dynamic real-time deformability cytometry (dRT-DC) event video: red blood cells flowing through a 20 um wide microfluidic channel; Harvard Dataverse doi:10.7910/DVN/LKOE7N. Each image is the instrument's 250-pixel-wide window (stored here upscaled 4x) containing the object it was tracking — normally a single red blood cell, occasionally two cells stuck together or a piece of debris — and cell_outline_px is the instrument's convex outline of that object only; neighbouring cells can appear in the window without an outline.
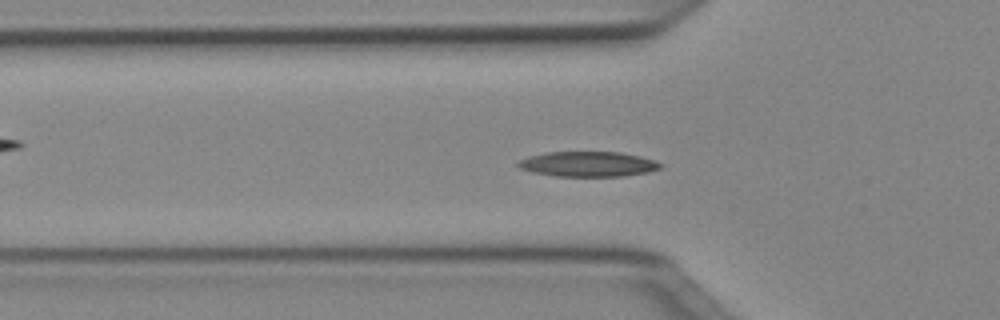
{"species": "Egyptian fruit bat (a non-hibernating species)", "species_latin": "Rousettus aegyptiacus", "temperature_condition": "cold", "stored_images_in_passage": 43, "camera_frame_rate_fps": 3000, "um_per_image_px": 0.085, "animal": {"sex": "female"}, "frame": {"image": 1, "passage_image": 16, "time_ms": 5.0, "image_size_px": [1000, 320], "cell_outline_px": [[664, 164], [660, 168], [648, 172], [624, 176], [556, 176], [532, 172], [520, 168], [516, 164], [520, 160], [544, 152], [620, 152], [640, 156], [656, 160]], "centroid_in_image_um": [50.03, 13.94], "position_along_channel_um": 75.8, "area_um2": 20.81}}
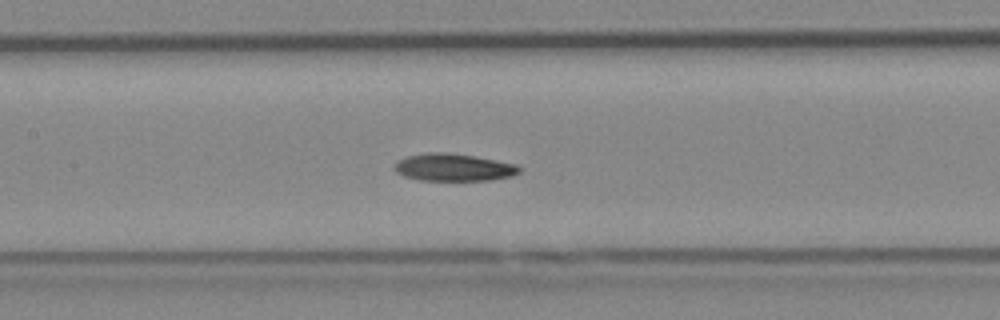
{"frame": {"image": 2, "passage_image": 23, "time_ms": 7.333, "image_size_px": [1000, 320], "cell_outline_px": [[520, 172], [512, 176], [492, 180], [420, 180], [404, 176], [396, 172], [392, 168], [396, 160], [408, 156], [428, 152], [444, 152], [472, 156], [496, 160], [516, 164], [520, 168]], "centroid_in_image_um": [38.52, 14.23], "position_along_channel_um": 168.9, "area_um2": 19.94}}
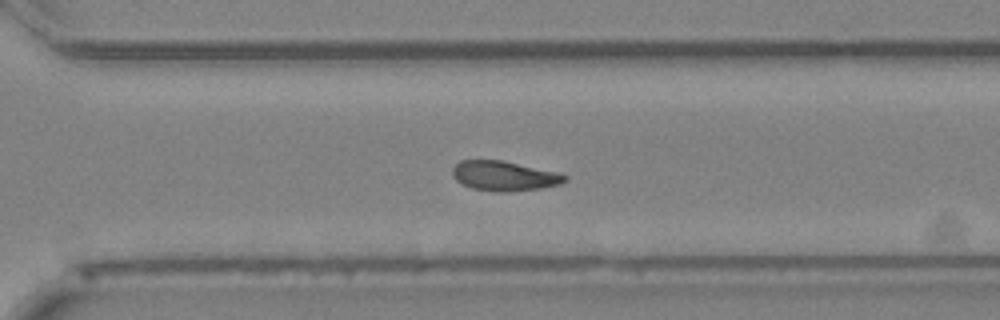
{"frame": {"image": 3, "passage_image": 35, "time_ms": 11.333, "image_size_px": [1000, 320], "cell_outline_px": [[568, 180], [560, 184], [540, 188], [504, 192], [496, 192], [472, 188], [456, 180], [452, 176], [452, 168], [460, 160], [500, 160], [556, 172], [568, 176]], "centroid_in_image_um": [42.84, 14.95], "position_along_channel_um": 327.8, "area_um2": 19.31}, "authors_computed_cell_mechanics": {"area_um2": 19.7098, "velocity_mm_per_s": 3.9837, "shape_relaxation_time_tau1_ms": 3.9859, "shape_relaxation_time_tau2_ms": 4.8072, "deformation_change_tau1": 0.1257, "deformation_change_tau2": 0.1138}}